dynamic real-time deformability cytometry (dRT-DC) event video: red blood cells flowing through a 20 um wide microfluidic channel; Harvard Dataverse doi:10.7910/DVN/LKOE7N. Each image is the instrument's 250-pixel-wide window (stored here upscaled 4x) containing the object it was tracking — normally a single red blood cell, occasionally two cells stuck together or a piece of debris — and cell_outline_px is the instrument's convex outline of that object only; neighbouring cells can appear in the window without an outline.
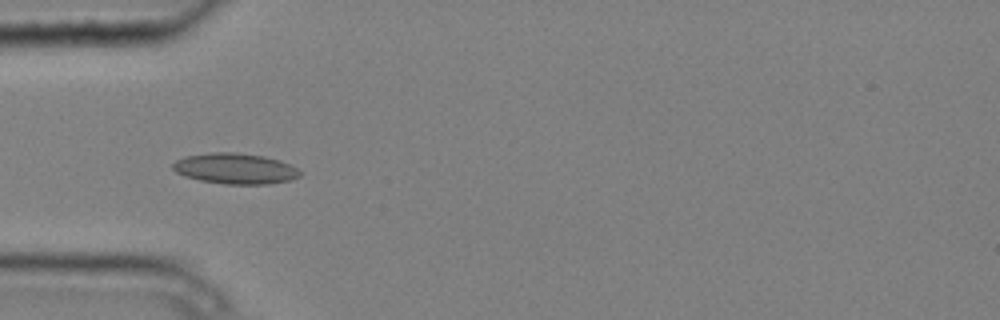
{"species": "common noctule bat (a hibernating species)", "species_latin": "Nyctalus noctula", "temperature_condition": "cold", "stored_images_in_passage": 5, "camera_frame_rate_fps": 3000, "um_per_image_px": 0.085, "animal": {"sex": "male", "body_mass_g": 20.4}, "frame": {"image": 1, "passage_image": 4, "time_ms": 1.0, "image_size_px": [1000, 320], "cell_outline_px": [[300, 176], [292, 180], [268, 184], [224, 184], [200, 180], [184, 176], [176, 172], [172, 168], [172, 164], [176, 160], [188, 156], [212, 152], [236, 152], [264, 156], [280, 160], [296, 168], [300, 172]], "centroid_in_image_um": [19.99, 14.33], "position_along_channel_um": 65.0, "area_um2": 22.72}}
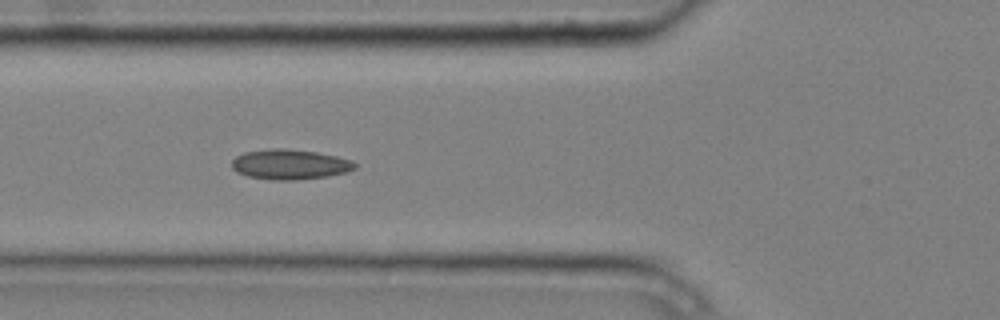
{"frame": {"image": 2, "passage_image": 5, "time_ms": 1.333, "image_size_px": [1000, 320], "cell_outline_px": [[356, 168], [348, 172], [328, 176], [296, 180], [272, 180], [248, 176], [236, 172], [232, 168], [232, 160], [236, 156], [244, 152], [272, 148], [284, 148], [316, 152], [336, 156], [352, 160], [356, 164]], "centroid_in_image_um": [24.64, 13.97], "position_along_channel_um": 101.2, "area_um2": 21.68}}